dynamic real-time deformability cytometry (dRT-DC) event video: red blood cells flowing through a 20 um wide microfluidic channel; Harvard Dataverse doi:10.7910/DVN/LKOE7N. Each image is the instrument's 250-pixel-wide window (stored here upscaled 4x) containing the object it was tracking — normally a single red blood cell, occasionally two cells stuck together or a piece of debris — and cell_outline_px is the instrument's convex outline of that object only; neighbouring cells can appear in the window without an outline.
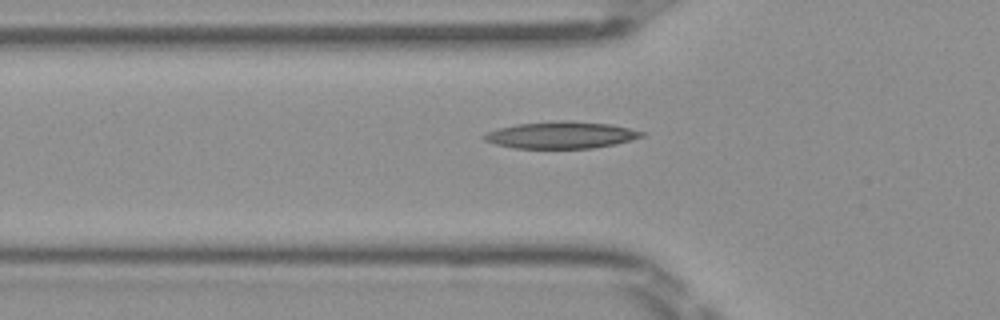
{"species": "Egyptian fruit bat (a non-hibernating species)", "species_latin": "Rousettus aegyptiacus", "temperature_condition": "room temperature", "stored_images_in_passage": 48, "camera_frame_rate_fps": 3000, "um_per_image_px": 0.085, "frame": {"image": 1, "passage_image": 17, "time_ms": 5.333, "image_size_px": [1000, 320], "cell_outline_px": [[648, 132], [644, 136], [632, 140], [616, 144], [592, 148], [512, 148], [496, 144], [484, 140], [480, 136], [488, 132], [500, 128], [516, 124], [556, 120], [568, 120], [612, 124]], "centroid_in_image_um": [47.74, 11.47], "position_along_channel_um": 78.1, "area_um2": 24.97}}
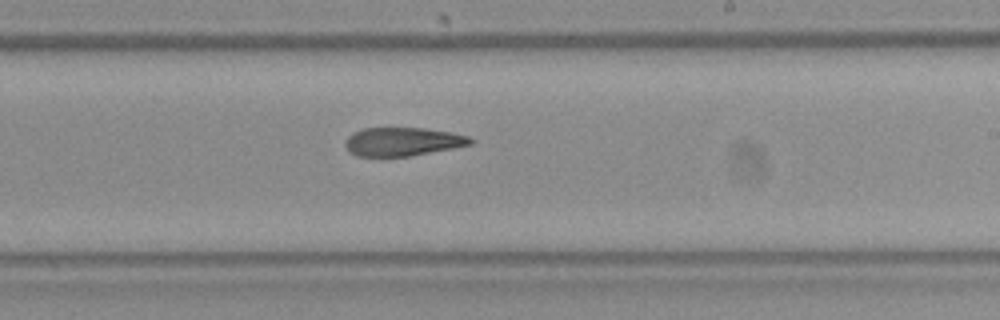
{"frame": {"image": 2, "passage_image": 30, "time_ms": 9.667, "image_size_px": [1000, 320], "cell_outline_px": [[476, 140], [472, 144], [452, 148], [408, 156], [356, 156], [348, 152], [344, 144], [344, 140], [352, 132], [364, 128], [424, 128], [452, 132], [468, 136]], "centroid_in_image_um": [34.2, 12.03], "position_along_channel_um": 254.8, "area_um2": 20.92}}
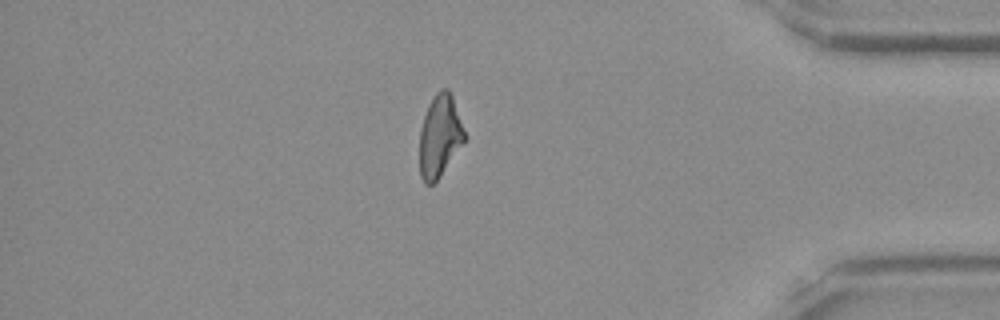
{"frame": {"image": 3, "passage_image": 43, "time_ms": 14.0, "image_size_px": [1000, 320], "cell_outline_px": [[464, 140], [440, 176], [432, 184], [424, 184], [420, 176], [420, 128], [428, 104], [436, 92], [440, 88], [448, 88], [452, 96], [464, 132]], "centroid_in_image_um": [37.34, 11.54], "position_along_channel_um": 397.9, "area_um2": 21.04}}